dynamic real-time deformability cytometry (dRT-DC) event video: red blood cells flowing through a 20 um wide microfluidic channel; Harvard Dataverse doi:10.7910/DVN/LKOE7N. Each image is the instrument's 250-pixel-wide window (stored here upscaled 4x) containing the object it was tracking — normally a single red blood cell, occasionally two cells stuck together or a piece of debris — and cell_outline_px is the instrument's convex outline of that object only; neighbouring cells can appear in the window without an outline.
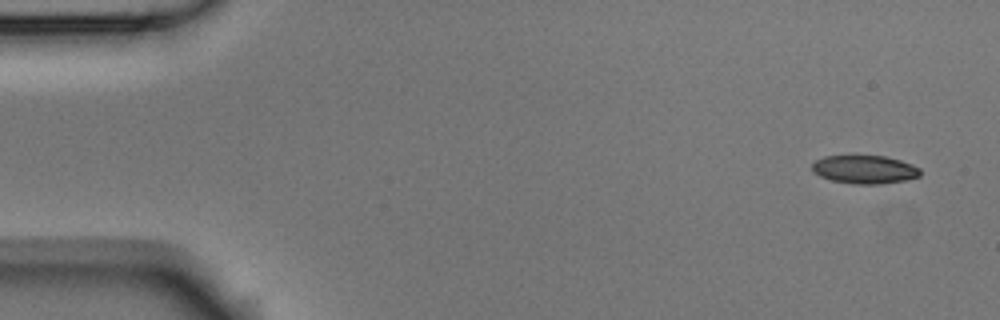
{"species": "Egyptian fruit bat (a non-hibernating species)", "species_latin": "Rousettus aegyptiacus", "temperature_condition": "room temperature", "stored_images_in_passage": 9, "camera_frame_rate_fps": 3000, "um_per_image_px": 0.085, "animal": {"sex": "male"}, "frame": {"image": 1, "passage_image": 1, "time_ms": 0.0, "image_size_px": [1000, 320], "cell_outline_px": [[920, 176], [904, 180], [880, 184], [856, 184], [832, 180], [820, 176], [812, 172], [812, 164], [816, 160], [824, 156], [884, 156], [900, 160], [912, 164], [920, 168]], "centroid_in_image_um": [73.49, 14.4], "position_along_channel_um": 11.5, "area_um2": 17.74}}
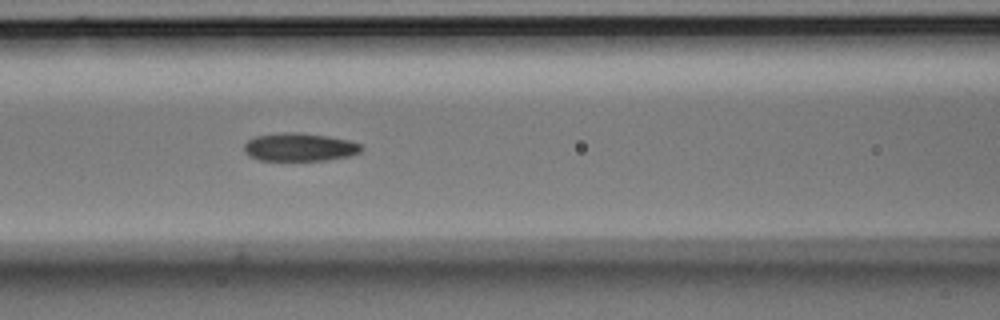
{"frame": {"image": 2, "passage_image": 6, "time_ms": 1.667, "image_size_px": [1000, 320], "cell_outline_px": [[364, 148], [360, 152], [352, 156], [324, 160], [260, 160], [248, 156], [244, 152], [244, 144], [248, 140], [256, 136], [284, 132], [300, 132], [328, 136], [348, 140], [360, 144]], "centroid_in_image_um": [25.47, 12.5], "position_along_channel_um": 141.1, "area_um2": 19.31}}
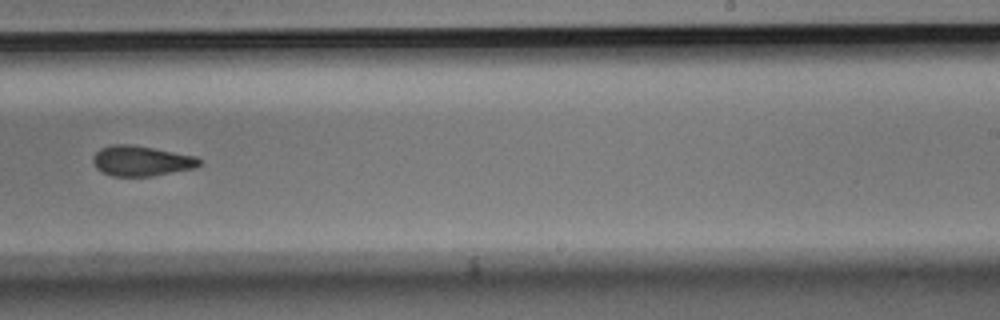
{"frame": {"image": 3, "passage_image": 9, "time_ms": 2.667, "image_size_px": [1000, 320], "cell_outline_px": [[200, 164], [196, 168], [152, 176], [112, 176], [96, 168], [92, 160], [92, 156], [100, 148], [112, 144], [132, 144], [196, 156], [200, 160]], "centroid_in_image_um": [12.0, 13.67], "position_along_channel_um": 277.0, "area_um2": 18.79}}